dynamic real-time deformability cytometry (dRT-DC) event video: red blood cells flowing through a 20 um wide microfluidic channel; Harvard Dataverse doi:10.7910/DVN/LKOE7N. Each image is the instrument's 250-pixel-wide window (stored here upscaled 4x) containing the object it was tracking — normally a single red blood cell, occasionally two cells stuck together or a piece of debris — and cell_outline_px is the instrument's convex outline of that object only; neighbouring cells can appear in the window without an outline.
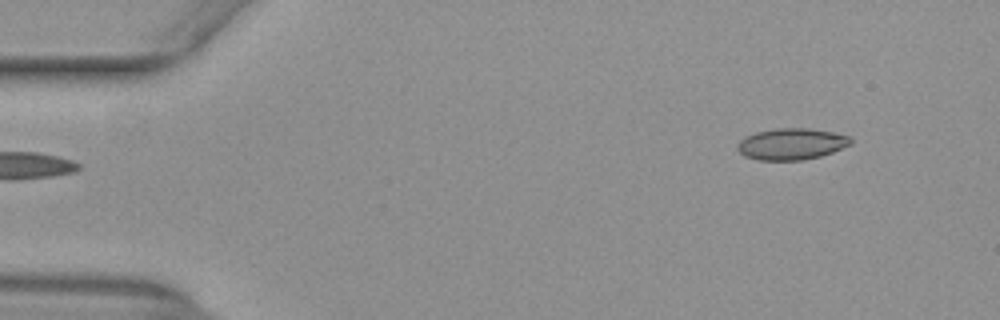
{"species": "common noctule bat (a hibernating species)", "species_latin": "Nyctalus noctula", "temperature_condition": "warm", "stored_images_in_passage": 48, "camera_frame_rate_fps": 3000, "um_per_image_px": 0.085, "animal": {"sex": "female", "body_mass_g": 29.2, "forearm_length_mm": 56.3}, "frame": {"image": 1, "passage_image": 1, "time_ms": 0.0, "image_size_px": [1000, 320], "cell_outline_px": [[852, 144], [832, 152], [820, 156], [800, 160], [760, 160], [744, 156], [736, 148], [736, 144], [740, 140], [756, 132], [776, 128], [808, 128], [832, 132], [852, 136]], "centroid_in_image_um": [67.29, 12.23], "position_along_channel_um": 17.7, "area_um2": 20.75}}
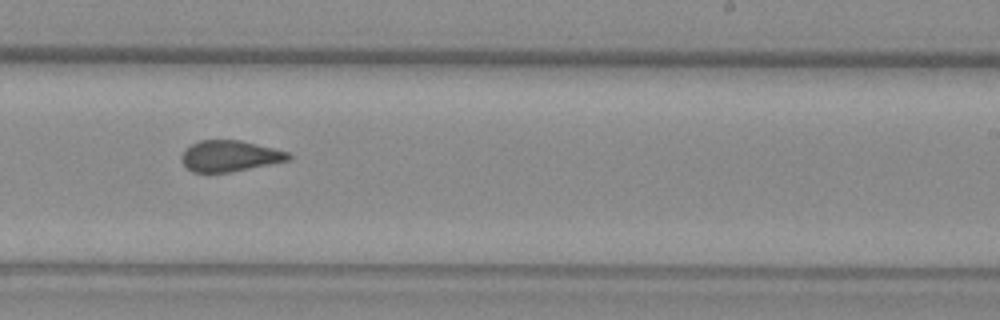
{"frame": {"image": 2, "passage_image": 28, "time_ms": 9.0, "image_size_px": [1000, 320], "cell_outline_px": [[292, 156], [288, 160], [228, 172], [192, 172], [180, 160], [180, 156], [192, 144], [200, 140], [240, 140], [288, 152]], "centroid_in_image_um": [19.49, 13.25], "position_along_channel_um": 269.5, "area_um2": 18.9}}
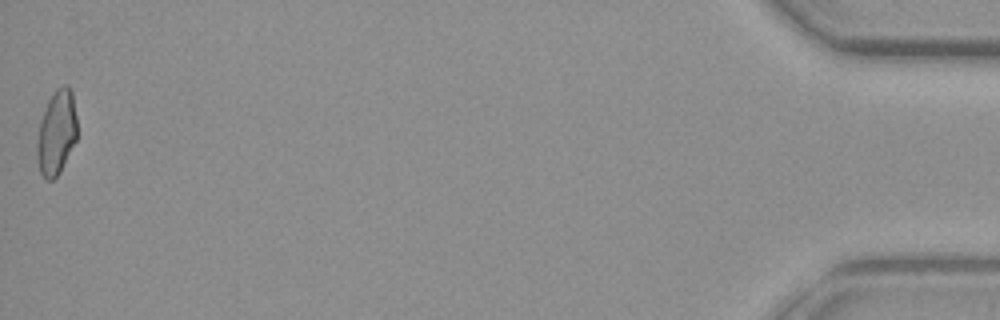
{"frame": {"image": 3, "passage_image": 48, "time_ms": 15.667, "image_size_px": [1000, 320], "cell_outline_px": [[76, 140], [60, 172], [52, 180], [44, 180], [40, 172], [36, 156], [36, 144], [40, 120], [48, 100], [56, 88], [64, 84], [68, 84], [72, 92], [76, 116]], "centroid_in_image_um": [4.78, 11.27], "position_along_channel_um": 430.4, "area_um2": 19.88}, "authors_computed_cell_mechanics": {"area_um2": 20.1144, "velocity_mm_per_s": 3.949, "shape_relaxation_time_tau1_ms": null, "shape_relaxation_time_tau2_ms": 1.2929, "deformation_change_tau1": null, "deformation_change_tau2": 0.0576}}